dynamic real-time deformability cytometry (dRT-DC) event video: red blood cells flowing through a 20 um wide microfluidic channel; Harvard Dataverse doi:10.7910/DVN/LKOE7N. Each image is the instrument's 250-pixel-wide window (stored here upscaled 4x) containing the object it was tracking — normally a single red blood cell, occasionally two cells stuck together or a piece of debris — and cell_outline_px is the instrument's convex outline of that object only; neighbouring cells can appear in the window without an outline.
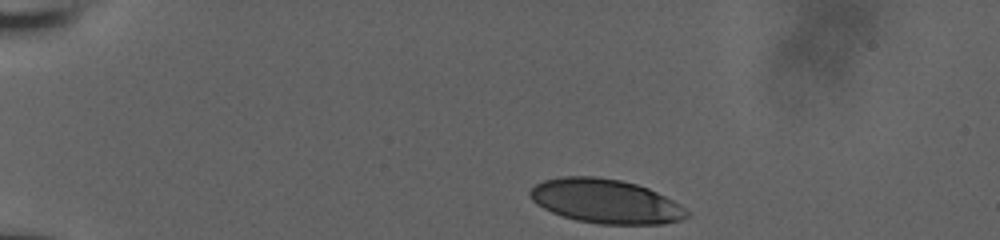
{"species": "human", "species_latin": "Homo sapiens", "temperature_condition": "room temperature", "stored_images_in_passage": 36, "camera_frame_rate_fps": 3000, "um_per_image_px": 0.085, "donor": {"sex": "male"}, "frame": {"image": 1, "passage_image": 1, "time_ms": 0.0, "image_size_px": [1000, 240], "cell_outline_px": [[692, 216], [680, 220], [664, 224], [600, 224], [576, 220], [552, 212], [536, 204], [528, 196], [528, 192], [536, 184], [544, 180], [564, 176], [596, 176], [620, 180], [636, 184], [648, 188], [680, 204], [692, 212]], "centroid_in_image_um": [51.51, 17.11], "position_along_channel_um": 33.5, "area_um2": 40.52}}
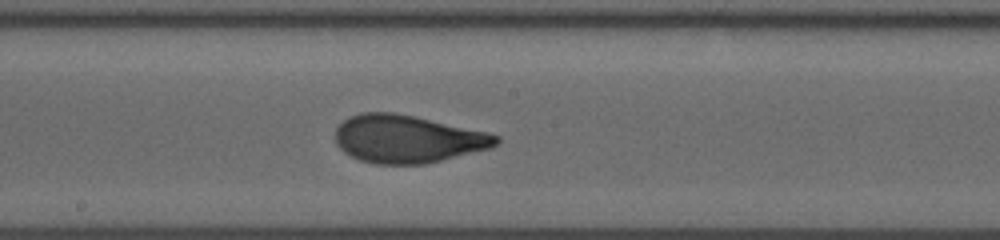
{"frame": {"image": 2, "passage_image": 21, "time_ms": 6.667, "image_size_px": [1000, 240], "cell_outline_px": [[500, 140], [492, 148], [424, 164], [376, 164], [360, 160], [344, 152], [336, 144], [336, 128], [344, 120], [360, 112], [396, 112], [484, 132], [500, 136]], "centroid_in_image_um": [34.61, 11.81], "position_along_channel_um": 213.6, "area_um2": 44.39}}
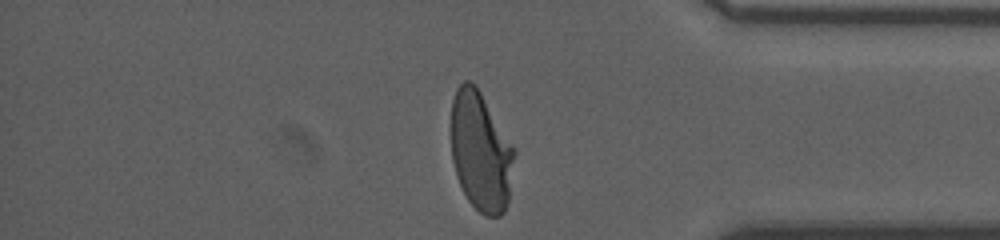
{"frame": {"image": 3, "passage_image": 36, "time_ms": 11.667, "image_size_px": [1000, 240], "cell_outline_px": [[516, 152], [508, 204], [504, 212], [500, 216], [484, 216], [468, 200], [456, 176], [452, 160], [452, 100], [456, 88], [464, 80], [468, 80], [480, 92], [516, 148]], "centroid_in_image_um": [40.89, 12.91], "position_along_channel_um": 394.3, "area_um2": 44.1}, "authors_computed_cell_mechanics": {"area_um2": 44.1881, "velocity_mm_per_s": 3.93, "shape_relaxation_time_tau1_ms": 5.4233, "shape_relaxation_time_tau2_ms": null, "deformation_change_tau1": 0.2279, "deformation_change_tau2": null}}